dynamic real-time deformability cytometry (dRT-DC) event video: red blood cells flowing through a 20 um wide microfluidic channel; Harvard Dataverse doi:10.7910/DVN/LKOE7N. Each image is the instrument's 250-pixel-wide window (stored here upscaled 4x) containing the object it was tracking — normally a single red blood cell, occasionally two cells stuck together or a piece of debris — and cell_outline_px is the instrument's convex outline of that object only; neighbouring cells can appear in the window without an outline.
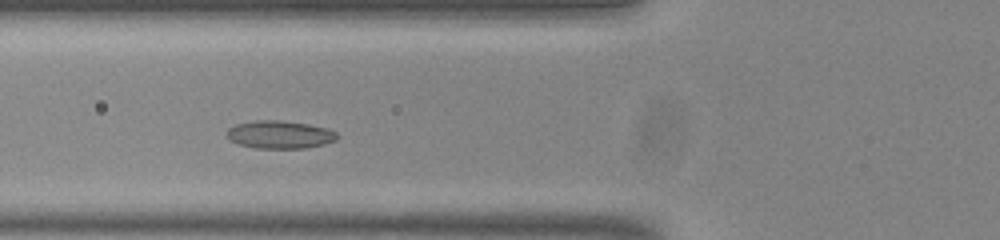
{"species": "common noctule bat (a hibernating species)", "species_latin": "Nyctalus noctula", "temperature_condition": "room temperature", "stored_images_in_passage": 46, "camera_frame_rate_fps": 3000, "um_per_image_px": 0.085, "animal": {"sex": "male", "body_mass_g": 20.0, "forearm_length_mm": 53.3}, "frame": {"image": 1, "passage_image": 12, "time_ms": 3.667, "image_size_px": [1000, 240], "cell_outline_px": [[336, 140], [324, 144], [304, 148], [256, 148], [240, 144], [228, 140], [228, 128], [236, 124], [256, 120], [280, 120], [308, 124], [328, 128], [336, 132]], "centroid_in_image_um": [23.77, 11.43], "position_along_channel_um": 102.0, "area_um2": 17.8}}
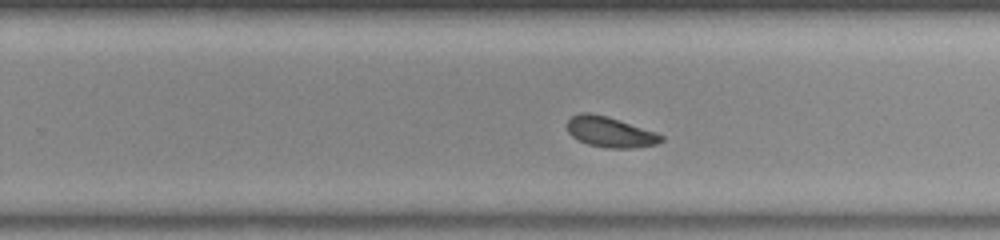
{"frame": {"image": 2, "passage_image": 26, "time_ms": 8.333, "image_size_px": [1000, 240], "cell_outline_px": [[664, 140], [656, 144], [632, 148], [608, 148], [588, 144], [572, 136], [568, 132], [568, 120], [572, 116], [580, 112], [588, 112], [608, 116], [656, 132], [664, 136]], "centroid_in_image_um": [51.87, 11.21], "position_along_channel_um": 277.9, "area_um2": 16.65}}
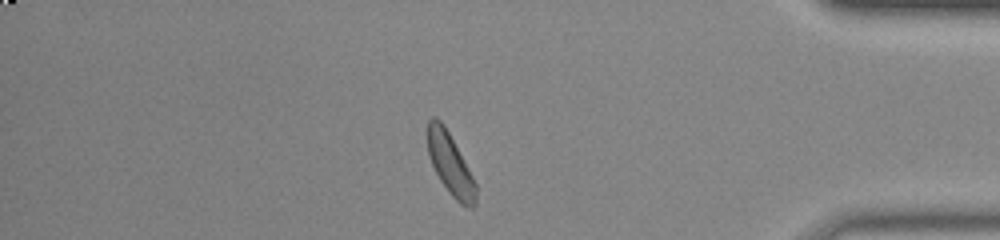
{"frame": {"image": 3, "passage_image": 38, "time_ms": 12.333, "image_size_px": [1000, 240], "cell_outline_px": [[476, 204], [472, 208], [468, 208], [460, 204], [448, 192], [440, 180], [432, 164], [428, 152], [428, 120], [432, 116], [436, 116], [444, 124], [472, 176], [476, 184]], "centroid_in_image_um": [38.27, 13.97], "position_along_channel_um": 396.9, "area_um2": 17.05}, "authors_computed_cell_mechanics": {"area_um2": 17.1088, "velocity_mm_per_s": 3.7743, "shape_relaxation_time_tau1_ms": 9.3488, "shape_relaxation_time_tau2_ms": 4.2442, "deformation_change_tau1": 0.1507, "deformation_change_tau2": 0.0871}}